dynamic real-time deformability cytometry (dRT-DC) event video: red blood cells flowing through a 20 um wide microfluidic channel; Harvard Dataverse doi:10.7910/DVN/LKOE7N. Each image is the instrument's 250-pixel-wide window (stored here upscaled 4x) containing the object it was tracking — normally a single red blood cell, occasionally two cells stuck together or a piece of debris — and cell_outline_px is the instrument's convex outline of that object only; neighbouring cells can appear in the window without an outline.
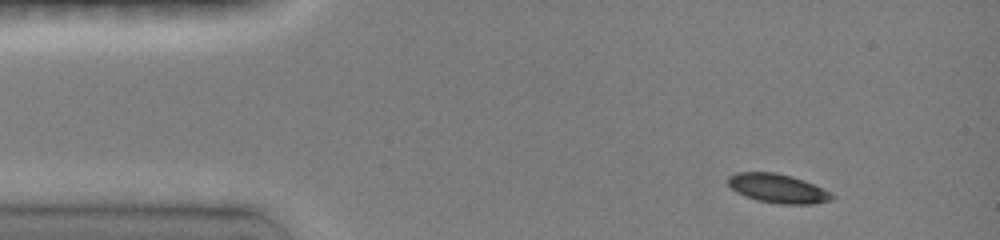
{"species": "common noctule bat (a hibernating species)", "species_latin": "Nyctalus noctula", "temperature_condition": "room temperature", "stored_images_in_passage": 5, "camera_frame_rate_fps": 3000, "um_per_image_px": 0.085, "animal": {"sex": "female", "body_mass_g": 19.0, "forearm_length_mm": 51.5}, "frame": {"image": 1, "passage_image": 1, "time_ms": 0.0, "image_size_px": [1000, 240], "cell_outline_px": [[836, 196], [832, 200], [816, 204], [780, 204], [756, 200], [744, 196], [736, 192], [728, 184], [728, 176], [736, 172], [776, 172], [792, 176], [812, 184]], "centroid_in_image_um": [66.08, 16.02], "position_along_channel_um": 18.9, "area_um2": 17.57}}
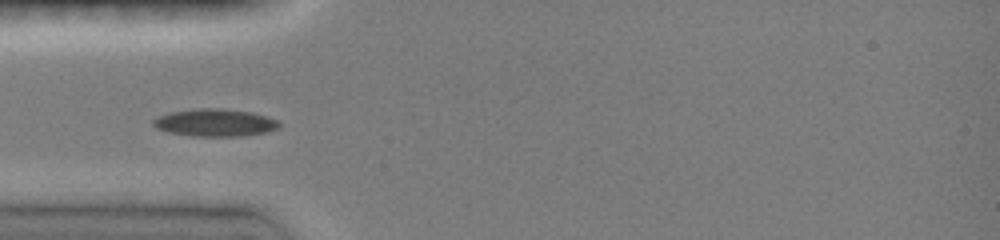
{"frame": {"image": 2, "passage_image": 4, "time_ms": 3.0, "image_size_px": [1000, 240], "cell_outline_px": [[280, 128], [268, 132], [244, 136], [192, 136], [168, 132], [156, 128], [152, 124], [152, 120], [168, 112], [200, 108], [224, 108], [252, 112], [280, 120]], "centroid_in_image_um": [18.32, 10.42], "position_along_channel_um": 66.7, "area_um2": 20.46}}